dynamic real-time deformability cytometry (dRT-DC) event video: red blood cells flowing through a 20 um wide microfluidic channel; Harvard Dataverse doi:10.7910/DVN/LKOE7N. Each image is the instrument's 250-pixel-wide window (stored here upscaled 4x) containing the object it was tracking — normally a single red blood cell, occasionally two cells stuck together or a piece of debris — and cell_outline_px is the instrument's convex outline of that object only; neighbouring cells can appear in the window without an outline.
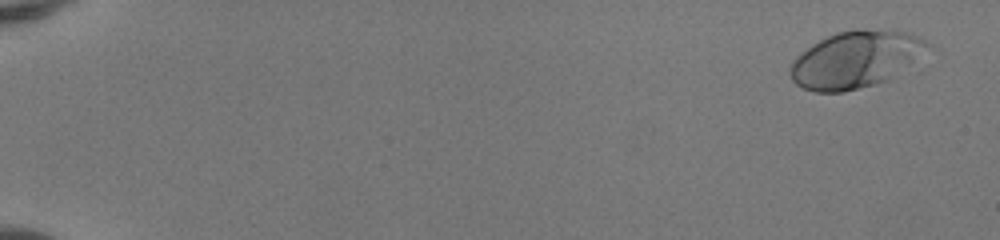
{"species": "human", "species_latin": "Homo sapiens", "temperature_condition": "room temperature", "stored_images_in_passage": 52, "camera_frame_rate_fps": 3000, "um_per_image_px": 0.085, "donor": {"sex": "female"}, "frame": {"image": 1, "passage_image": 3, "time_ms": 0.667, "image_size_px": [1000, 240], "cell_outline_px": [[928, 44], [912, 60], [888, 80], [844, 92], [816, 92], [804, 88], [796, 84], [792, 80], [792, 64], [796, 56], [812, 44], [836, 32], [856, 28], [904, 32], [916, 36], [924, 40]], "centroid_in_image_um": [72.62, 5.05], "position_along_channel_um": 12.4, "area_um2": 44.04}}
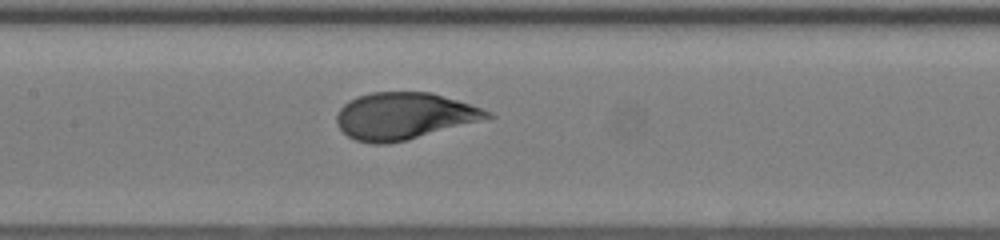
{"frame": {"image": 2, "passage_image": 28, "time_ms": 9.0, "image_size_px": [1000, 240], "cell_outline_px": [[496, 116], [404, 140], [384, 144], [372, 144], [356, 140], [348, 136], [336, 124], [336, 116], [340, 108], [348, 100], [356, 96], [372, 92], [432, 92], [492, 112]], "centroid_in_image_um": [34.28, 9.84], "position_along_channel_um": 173.1, "area_um2": 40.58}}
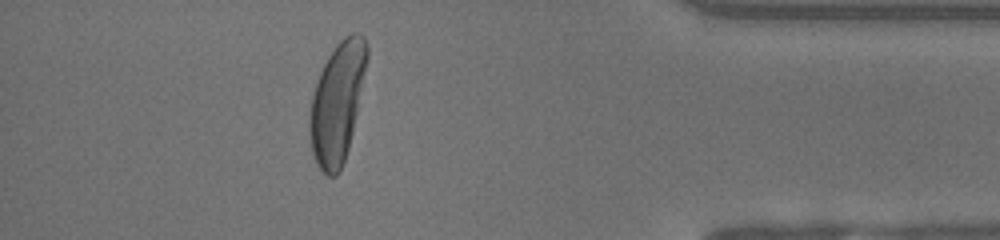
{"frame": {"image": 3, "passage_image": 47, "time_ms": 15.333, "image_size_px": [1000, 240], "cell_outline_px": [[368, 56], [352, 132], [348, 148], [340, 172], [336, 176], [328, 176], [316, 164], [312, 156], [308, 132], [308, 120], [312, 96], [320, 72], [328, 56], [336, 44], [344, 36], [352, 32], [356, 32], [364, 36], [368, 44]], "centroid_in_image_um": [28.64, 8.72], "position_along_channel_um": 406.6, "area_um2": 40.0}, "authors_computed_cell_mechanics": {"area_um2": 41.1825, "velocity_mm_per_s": 4.1507, "shape_relaxation_time_tau1_ms": 3.6347, "shape_relaxation_time_tau2_ms": null, "deformation_change_tau1": 0.2023, "deformation_change_tau2": null}}